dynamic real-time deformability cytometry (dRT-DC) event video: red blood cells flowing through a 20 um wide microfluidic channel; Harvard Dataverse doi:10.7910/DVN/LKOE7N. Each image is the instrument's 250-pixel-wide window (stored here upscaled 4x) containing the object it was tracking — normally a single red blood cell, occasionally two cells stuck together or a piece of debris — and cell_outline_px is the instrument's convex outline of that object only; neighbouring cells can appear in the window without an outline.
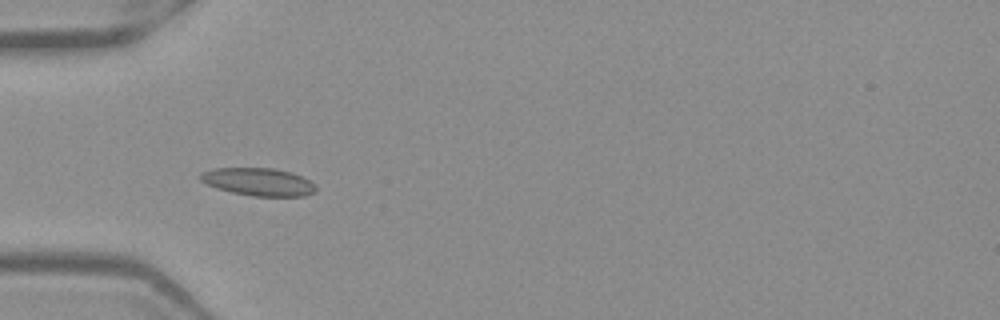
{"species": "Egyptian fruit bat (a non-hibernating species)", "species_latin": "Rousettus aegyptiacus", "temperature_condition": "warm", "stored_images_in_passage": 52, "camera_frame_rate_fps": 3000, "um_per_image_px": 0.085, "frame": {"image": 1, "passage_image": 17, "time_ms": 5.333, "image_size_px": [1000, 320], "cell_outline_px": [[316, 192], [304, 196], [252, 196], [232, 192], [216, 188], [200, 180], [200, 172], [212, 168], [276, 168], [292, 172], [316, 184]], "centroid_in_image_um": [21.97, 15.45], "position_along_channel_um": 63.0, "area_um2": 18.79}}
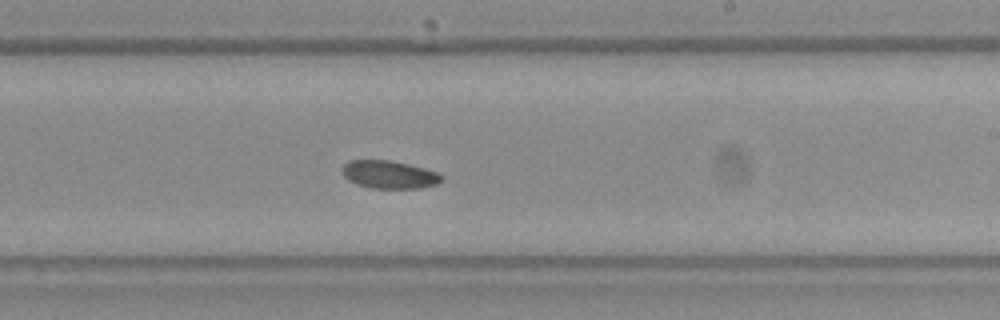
{"frame": {"image": 2, "passage_image": 32, "time_ms": 10.333, "image_size_px": [1000, 320], "cell_outline_px": [[444, 180], [436, 184], [420, 188], [368, 188], [356, 184], [348, 180], [344, 176], [340, 168], [348, 160], [388, 160], [408, 164], [440, 172], [444, 176]], "centroid_in_image_um": [33.09, 14.84], "position_along_channel_um": 255.9, "area_um2": 16.42}}
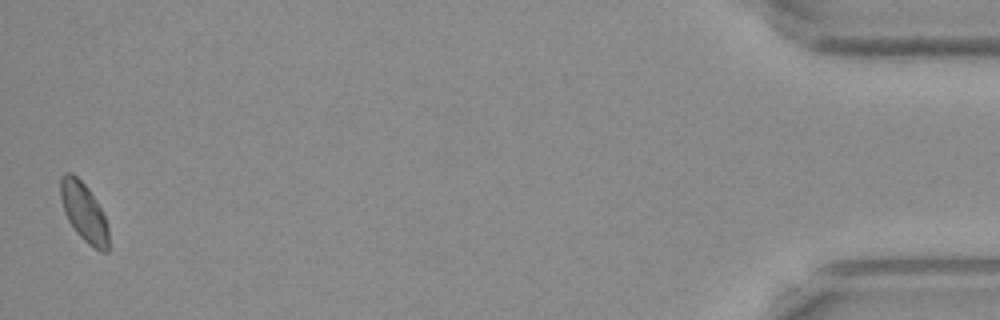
{"frame": {"image": 3, "passage_image": 52, "time_ms": 17.0, "image_size_px": [1000, 320], "cell_outline_px": [[108, 252], [100, 252], [88, 244], [76, 232], [68, 220], [64, 212], [60, 196], [60, 176], [64, 172], [72, 172], [88, 188], [96, 200], [104, 216], [108, 228]], "centroid_in_image_um": [7.11, 18.02], "position_along_channel_um": 428.1, "area_um2": 16.47}}